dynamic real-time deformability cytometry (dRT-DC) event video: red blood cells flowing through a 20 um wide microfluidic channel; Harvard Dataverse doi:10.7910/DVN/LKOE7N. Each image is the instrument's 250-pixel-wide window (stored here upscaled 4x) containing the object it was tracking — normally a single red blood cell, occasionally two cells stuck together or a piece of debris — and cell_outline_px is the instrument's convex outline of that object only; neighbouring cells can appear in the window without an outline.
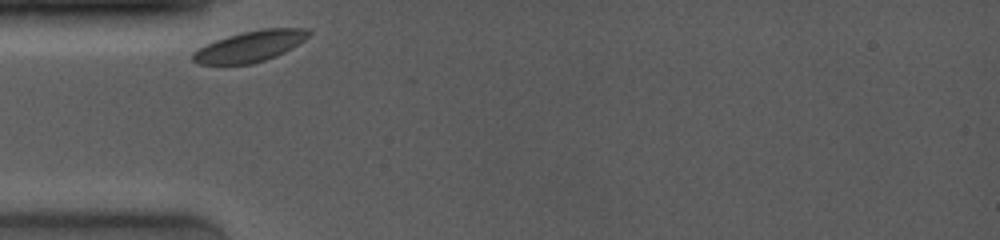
{"species": "common noctule bat (a hibernating species)", "species_latin": "Nyctalus noctula", "temperature_condition": "room temperature", "stored_images_in_passage": 44, "camera_frame_rate_fps": 4000, "um_per_image_px": 0.085, "animal": {"sex": "female", "body_mass_g": 19.0, "forearm_length_mm": 53.3}, "frame": {"image": 1, "passage_image": 1, "time_ms": 0.0, "image_size_px": [1000, 240], "cell_outline_px": [[312, 32], [304, 40], [292, 48], [276, 56], [252, 64], [200, 64], [192, 60], [192, 52], [196, 48], [216, 40], [240, 32], [260, 28], [308, 28]], "centroid_in_image_um": [21.25, 3.92], "position_along_channel_um": 63.8, "area_um2": 20.98}}
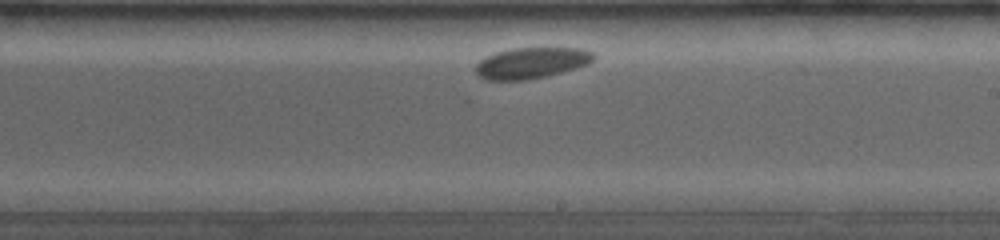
{"frame": {"image": 2, "passage_image": 23, "time_ms": 5.25, "image_size_px": [1000, 240], "cell_outline_px": [[596, 56], [588, 64], [560, 72], [528, 80], [488, 80], [480, 76], [476, 72], [476, 64], [480, 60], [496, 52], [512, 48], [580, 48], [592, 52]], "centroid_in_image_um": [45.16, 5.34], "position_along_channel_um": 243.8, "area_um2": 21.04}}
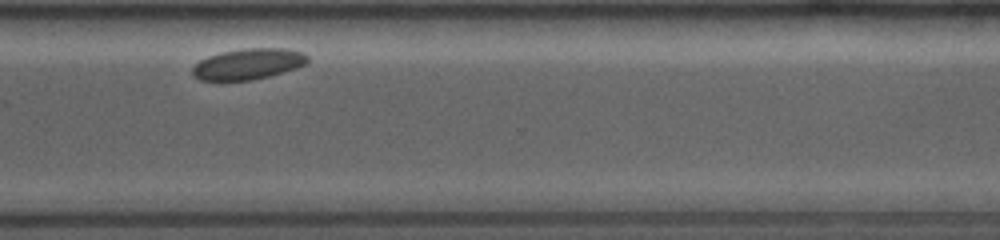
{"frame": {"image": 3, "passage_image": 43, "time_ms": 8.25, "image_size_px": [1000, 240], "cell_outline_px": [[308, 64], [296, 68], [268, 76], [252, 80], [200, 80], [192, 76], [192, 68], [200, 60], [208, 56], [220, 52], [244, 48], [284, 48], [304, 52], [308, 56]], "centroid_in_image_um": [21.11, 5.43], "position_along_channel_um": 349.5, "area_um2": 20.81}}